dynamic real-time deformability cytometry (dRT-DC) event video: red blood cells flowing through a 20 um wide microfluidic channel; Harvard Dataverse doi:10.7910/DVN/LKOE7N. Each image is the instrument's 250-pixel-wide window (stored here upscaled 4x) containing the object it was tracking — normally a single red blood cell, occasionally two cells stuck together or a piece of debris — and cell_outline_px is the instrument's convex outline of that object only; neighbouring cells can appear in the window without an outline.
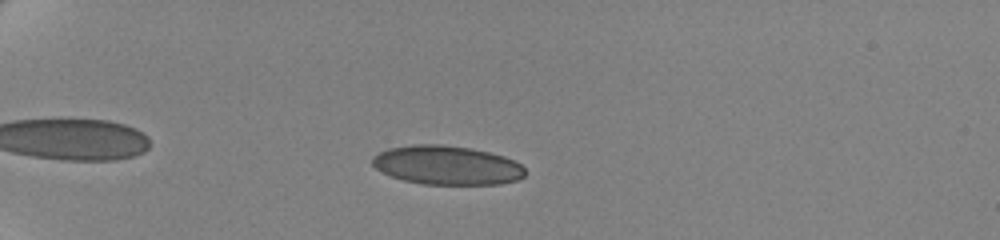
{"species": "human", "species_latin": "Homo sapiens", "temperature_condition": "cold", "stored_images_in_passage": 53, "camera_frame_rate_fps": 3000, "um_per_image_px": 0.085, "donor": {"sex": "female"}, "frame": {"image": 1, "passage_image": 11, "time_ms": 3.333, "image_size_px": [1000, 240], "cell_outline_px": [[524, 176], [516, 180], [500, 184], [420, 184], [404, 180], [392, 176], [376, 168], [372, 164], [372, 156], [388, 148], [412, 144], [440, 144], [472, 148], [504, 156], [520, 164], [524, 168]], "centroid_in_image_um": [37.97, 14.03], "position_along_channel_um": 47.0, "area_um2": 34.62}}
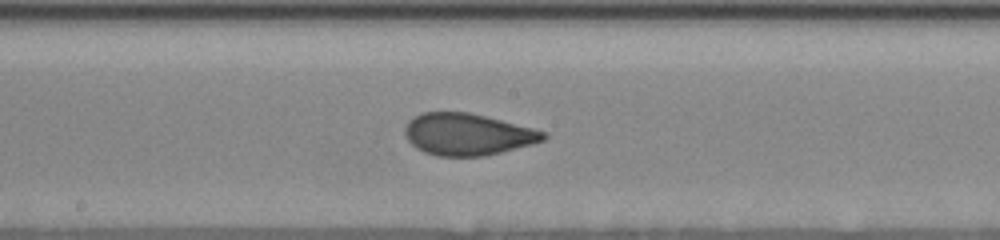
{"frame": {"image": 2, "passage_image": 29, "time_ms": 9.333, "image_size_px": [1000, 240], "cell_outline_px": [[548, 136], [544, 140], [532, 144], [484, 156], [436, 156], [424, 152], [416, 148], [408, 140], [404, 132], [404, 128], [408, 120], [424, 112], [468, 112], [532, 128], [544, 132]], "centroid_in_image_um": [39.7, 11.42], "position_along_channel_um": 208.5, "area_um2": 33.47}}
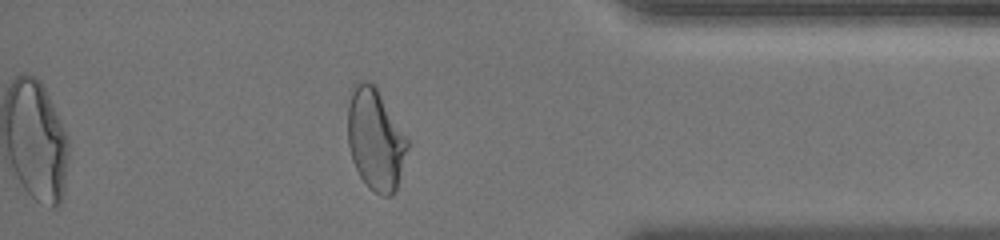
{"frame": {"image": 3, "passage_image": 47, "time_ms": 15.333, "image_size_px": [1000, 240], "cell_outline_px": [[408, 148], [396, 192], [392, 196], [384, 196], [368, 188], [360, 176], [352, 160], [348, 144], [348, 104], [352, 84], [356, 80], [364, 80], [372, 84], [376, 88], [408, 140]], "centroid_in_image_um": [31.89, 11.86], "position_along_channel_um": 403.3, "area_um2": 35.2}, "authors_computed_cell_mechanics": {"area_um2": 34.2754, "velocity_mm_per_s": 3.4896, "shape_relaxation_time_tau1_ms": 7.4633, "shape_relaxation_time_tau2_ms": 0.8178, "deformation_change_tau1": 0.1587, "deformation_change_tau2": 0.056}}